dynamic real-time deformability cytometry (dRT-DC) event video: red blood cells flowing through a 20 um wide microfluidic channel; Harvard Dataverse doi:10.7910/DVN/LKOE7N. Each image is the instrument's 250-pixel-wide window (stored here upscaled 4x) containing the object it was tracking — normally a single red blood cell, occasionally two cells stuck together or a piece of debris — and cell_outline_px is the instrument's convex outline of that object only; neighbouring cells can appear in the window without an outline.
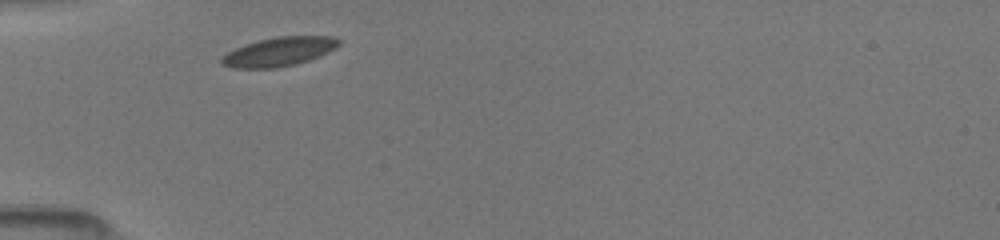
{"species": "common noctule bat (a hibernating species)", "species_latin": "Nyctalus noctula", "temperature_condition": "room temperature", "stored_images_in_passage": 5, "camera_frame_rate_fps": 3000, "um_per_image_px": 0.085, "animal": {"sex": "female", "body_mass_g": 19.5, "forearm_length_mm": 54.1}, "frame": {"image": 1, "passage_image": 1, "time_ms": 0.0, "image_size_px": [1000, 240], "cell_outline_px": [[340, 44], [336, 48], [320, 56], [296, 64], [276, 68], [232, 68], [220, 64], [220, 60], [228, 52], [244, 44], [260, 40], [280, 36], [332, 36], [340, 40]], "centroid_in_image_um": [23.73, 4.4], "position_along_channel_um": 61.3, "area_um2": 19.77}}